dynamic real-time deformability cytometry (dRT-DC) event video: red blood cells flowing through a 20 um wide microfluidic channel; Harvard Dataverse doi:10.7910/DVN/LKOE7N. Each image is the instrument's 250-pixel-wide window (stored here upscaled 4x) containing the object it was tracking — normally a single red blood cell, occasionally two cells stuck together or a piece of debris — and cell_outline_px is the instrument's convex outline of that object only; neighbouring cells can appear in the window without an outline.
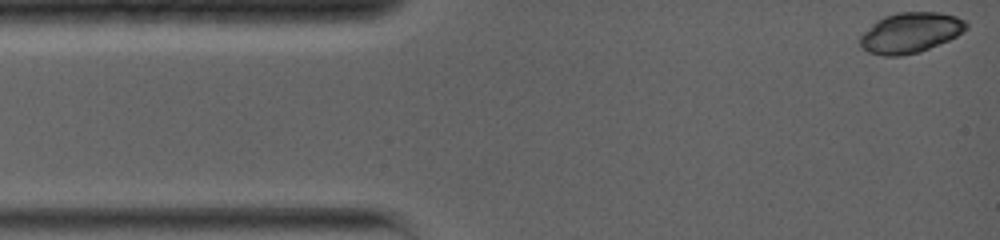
{"species": "common noctule bat (a hibernating species)", "species_latin": "Nyctalus noctula", "temperature_condition": "warm", "stored_images_in_passage": 6, "camera_frame_rate_fps": 5000, "um_per_image_px": 0.085, "animal": {"sex": "female", "body_mass_g": 19.0, "forearm_length_mm": 56.7}, "frame": {"image": 1, "passage_image": 1, "time_ms": 0.0, "image_size_px": [1000, 240], "cell_outline_px": [[968, 28], [956, 36], [948, 40], [920, 52], [900, 56], [884, 56], [868, 52], [860, 44], [860, 36], [876, 20], [884, 16], [896, 12], [940, 12], [956, 16], [964, 20], [968, 24]], "centroid_in_image_um": [77.39, 2.77], "position_along_channel_um": 7.6, "area_um2": 24.97}}
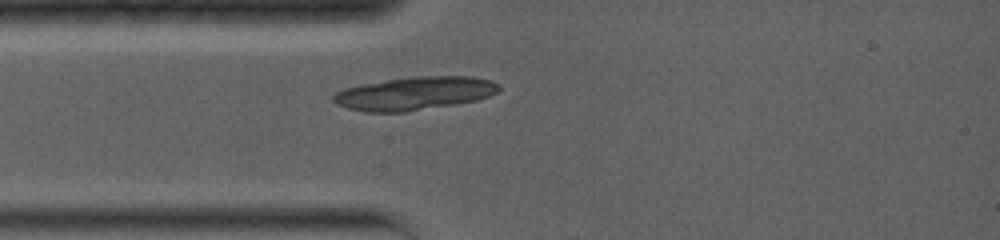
{"frame": {"image": 2, "passage_image": 6, "time_ms": 3.0, "image_size_px": [1000, 240], "cell_outline_px": [[500, 88], [496, 92], [488, 96], [476, 100], [456, 104], [404, 112], [368, 112], [348, 108], [336, 104], [332, 100], [332, 96], [336, 92], [344, 88], [364, 84], [388, 80], [420, 76], [472, 76], [492, 80], [500, 84]], "centroid_in_image_um": [35.25, 7.94], "position_along_channel_um": 49.7, "area_um2": 31.85}}